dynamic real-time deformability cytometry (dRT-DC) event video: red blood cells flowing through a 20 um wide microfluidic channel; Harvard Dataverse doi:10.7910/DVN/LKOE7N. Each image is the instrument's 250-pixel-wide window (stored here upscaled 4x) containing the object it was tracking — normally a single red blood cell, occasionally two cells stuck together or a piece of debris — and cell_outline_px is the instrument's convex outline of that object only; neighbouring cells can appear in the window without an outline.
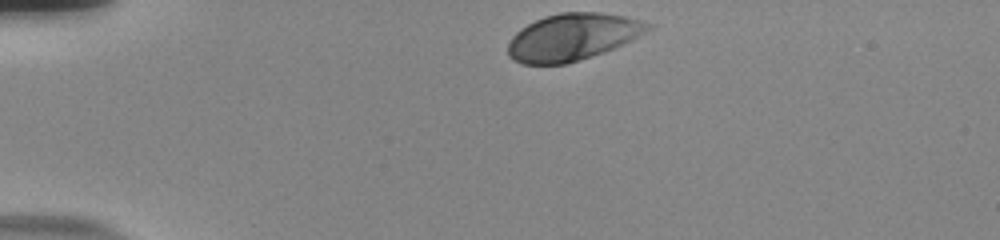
{"species": "human", "species_latin": "Homo sapiens", "temperature_condition": "room temperature", "stored_images_in_passage": 35, "camera_frame_rate_fps": 3000, "um_per_image_px": 0.085, "donor": {"sex": "male"}, "frame": {"image": 1, "passage_image": 1, "time_ms": 0.0, "image_size_px": [1000, 240], "cell_outline_px": [[652, 28], [612, 48], [564, 64], [524, 64], [512, 60], [508, 56], [508, 44], [512, 36], [520, 28], [544, 16], [560, 12], [600, 12], [624, 16], [640, 20], [652, 24]], "centroid_in_image_um": [48.59, 3.12], "position_along_channel_um": 36.4, "area_um2": 37.63}}
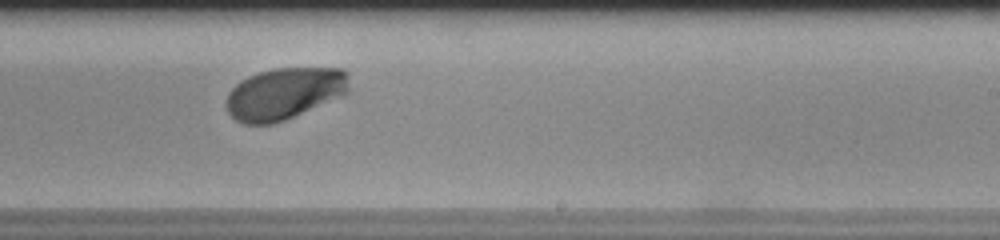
{"frame": {"image": 2, "passage_image": 24, "time_ms": 7.667, "image_size_px": [1000, 240], "cell_outline_px": [[348, 92], [344, 96], [284, 120], [272, 124], [244, 124], [236, 120], [228, 112], [228, 92], [240, 80], [248, 76], [272, 68], [344, 68], [348, 72]], "centroid_in_image_um": [24.21, 7.94], "position_along_channel_um": 264.8, "area_um2": 37.11}}
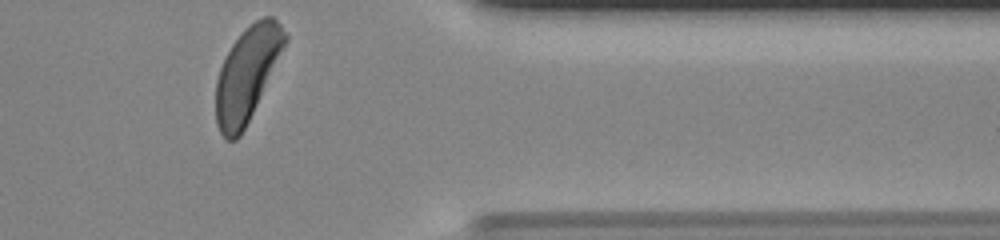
{"frame": {"image": 3, "passage_image": 35, "time_ms": 11.333, "image_size_px": [1000, 240], "cell_outline_px": [[288, 40], [240, 136], [236, 140], [228, 140], [220, 132], [216, 124], [216, 80], [220, 68], [232, 44], [256, 20], [264, 16], [272, 16], [280, 24], [288, 36]], "centroid_in_image_um": [21.0, 6.3], "position_along_channel_um": 390.4, "area_um2": 36.76}, "authors_computed_cell_mechanics": {"area_um2": 37.6278, "velocity_mm_per_s": 3.7464, "shape_relaxation_time_tau1_ms": 1.5347, "shape_relaxation_time_tau2_ms": null, "deformation_change_tau1": 0.1393, "deformation_change_tau2": null}}